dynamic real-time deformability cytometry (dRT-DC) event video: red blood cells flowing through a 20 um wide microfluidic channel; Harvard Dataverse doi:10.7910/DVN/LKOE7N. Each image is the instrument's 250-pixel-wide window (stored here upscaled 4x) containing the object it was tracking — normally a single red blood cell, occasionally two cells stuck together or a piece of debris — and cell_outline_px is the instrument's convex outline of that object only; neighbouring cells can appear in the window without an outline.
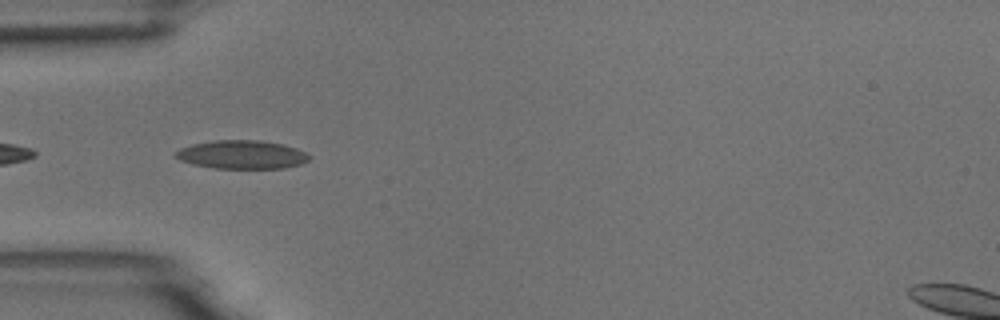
{"species": "common noctule bat (a hibernating species)", "species_latin": "Nyctalus noctula", "temperature_condition": "room temperature", "stored_images_in_passage": 8, "camera_frame_rate_fps": 3000, "um_per_image_px": 0.085, "animal": {"sex": "male", "body_mass_g": 18.8}, "frame": {"image": 1, "passage_image": 2, "time_ms": 0.333, "image_size_px": [1000, 320], "cell_outline_px": [[312, 156], [308, 160], [300, 164], [284, 168], [212, 168], [192, 164], [180, 160], [176, 156], [176, 152], [180, 148], [192, 144], [216, 140], [260, 140], [280, 144], [296, 148]], "centroid_in_image_um": [20.55, 13.14], "position_along_channel_um": 64.4, "area_um2": 22.02}}